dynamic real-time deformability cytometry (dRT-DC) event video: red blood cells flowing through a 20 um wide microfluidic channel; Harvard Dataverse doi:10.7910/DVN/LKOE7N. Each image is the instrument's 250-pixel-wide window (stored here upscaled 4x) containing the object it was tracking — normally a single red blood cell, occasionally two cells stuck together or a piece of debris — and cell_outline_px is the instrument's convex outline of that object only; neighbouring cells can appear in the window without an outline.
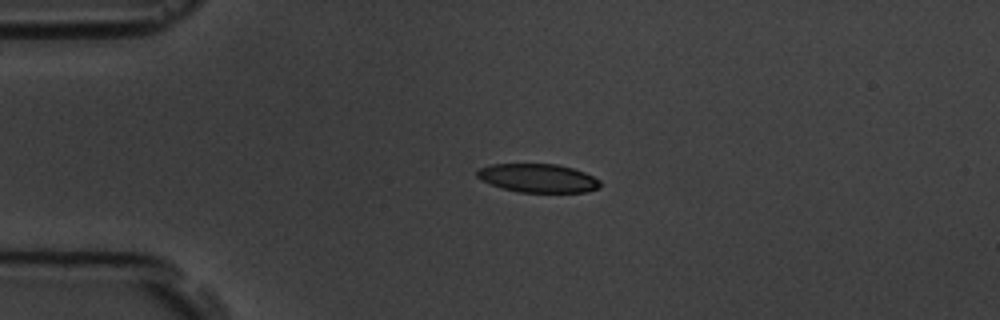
{"species": "common noctule bat (a hibernating species)", "species_latin": "Nyctalus noctula", "temperature_condition": "room temperature", "stored_images_in_passage": 4, "camera_frame_rate_fps": 3000, "um_per_image_px": 0.085, "animal": {"sex": "male", "body_mass_g": 19.5, "forearm_length_mm": 54.6}, "frame": {"image": 1, "passage_image": 3, "time_ms": 3.0, "image_size_px": [1000, 320], "cell_outline_px": [[600, 188], [584, 192], [520, 192], [500, 188], [476, 176], [476, 172], [480, 168], [492, 164], [556, 164], [572, 168], [584, 172], [600, 180]], "centroid_in_image_um": [45.74, 15.14], "position_along_channel_um": 39.3, "area_um2": 20.35}}